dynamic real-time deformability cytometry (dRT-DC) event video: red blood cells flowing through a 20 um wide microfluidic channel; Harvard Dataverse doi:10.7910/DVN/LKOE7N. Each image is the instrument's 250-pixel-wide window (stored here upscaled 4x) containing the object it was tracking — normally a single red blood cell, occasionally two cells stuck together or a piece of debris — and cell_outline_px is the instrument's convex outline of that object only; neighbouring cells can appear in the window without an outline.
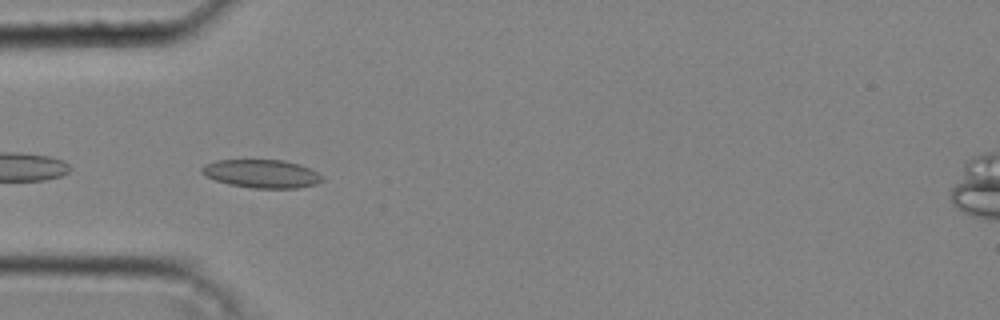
{"species": "common noctule bat (a hibernating species)", "species_latin": "Nyctalus noctula", "temperature_condition": "cold", "stored_images_in_passage": 42, "camera_frame_rate_fps": 3000, "um_per_image_px": 0.085, "animal": {"sex": "male", "body_mass_g": 20.4}, "frame": {"image": 1, "passage_image": 12, "time_ms": 3.667, "image_size_px": [1000, 320], "cell_outline_px": [[324, 180], [316, 184], [296, 188], [252, 188], [228, 184], [204, 176], [200, 172], [200, 168], [204, 164], [216, 160], [284, 160], [300, 164], [324, 176]], "centroid_in_image_um": [22.22, 14.76], "position_along_channel_um": 62.8, "area_um2": 20.0}}
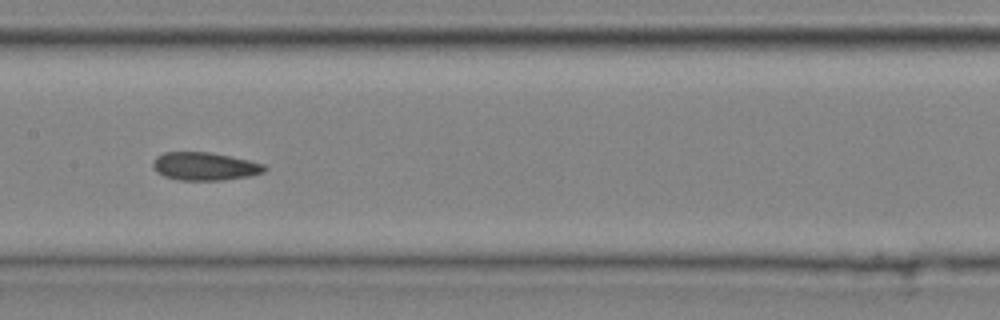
{"frame": {"image": 2, "passage_image": 21, "time_ms": 6.667, "image_size_px": [1000, 320], "cell_outline_px": [[268, 168], [264, 172], [248, 176], [224, 180], [180, 180], [164, 176], [156, 172], [152, 168], [152, 160], [156, 156], [164, 152], [212, 152], [248, 160], [264, 164]], "centroid_in_image_um": [17.37, 14.13], "position_along_channel_um": 190.0, "area_um2": 18.38}}
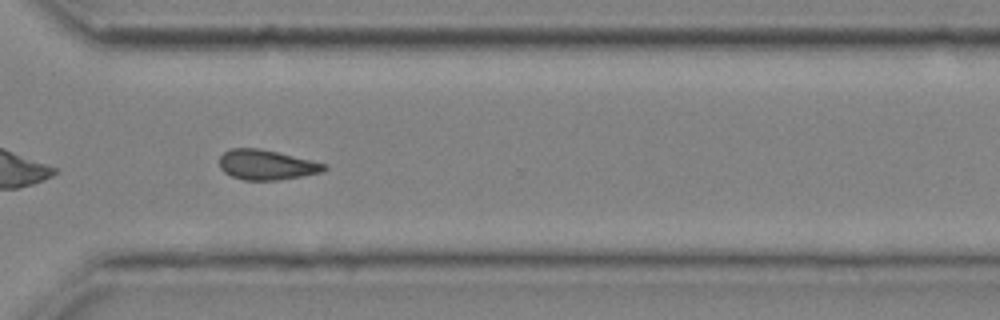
{"frame": {"image": 3, "passage_image": 32, "time_ms": 10.333, "image_size_px": [1000, 320], "cell_outline_px": [[328, 168], [324, 172], [280, 180], [244, 180], [232, 176], [224, 172], [220, 168], [220, 156], [224, 152], [232, 148], [260, 148], [328, 164]], "centroid_in_image_um": [22.68, 14.01], "position_along_channel_um": 347.9, "area_um2": 18.38}, "authors_computed_cell_mechanics": {"area_um2": 18.5538, "velocity_mm_per_s": 4.2931, "shape_relaxation_time_tau1_ms": null, "shape_relaxation_time_tau2_ms": 3.3928, "deformation_change_tau1": null, "deformation_change_tau2": 0.0999}}